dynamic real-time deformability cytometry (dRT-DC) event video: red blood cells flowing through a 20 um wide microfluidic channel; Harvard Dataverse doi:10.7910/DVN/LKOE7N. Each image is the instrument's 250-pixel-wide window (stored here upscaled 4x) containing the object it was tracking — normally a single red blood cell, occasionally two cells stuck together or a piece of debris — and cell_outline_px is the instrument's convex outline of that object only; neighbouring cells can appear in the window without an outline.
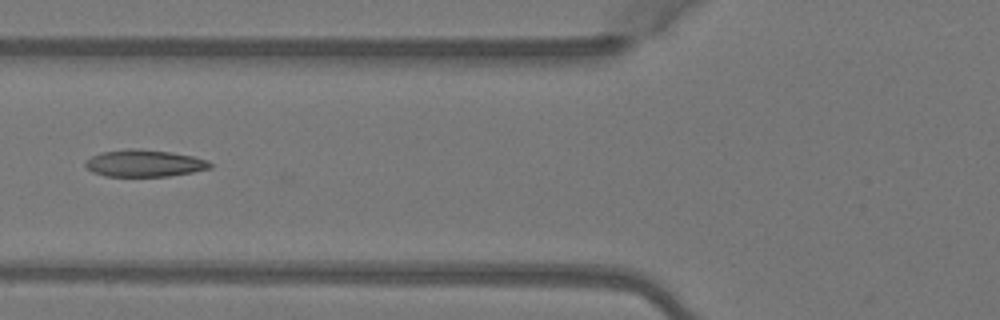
{"species": "Egyptian fruit bat (a non-hibernating species)", "species_latin": "Rousettus aegyptiacus", "temperature_condition": "warm", "stored_images_in_passage": 7, "camera_frame_rate_fps": 3000, "um_per_image_px": 0.085, "animal": {"sex": "female"}, "frame": {"image": 1, "passage_image": 7, "time_ms": 2.0, "image_size_px": [1000, 320], "cell_outline_px": [[212, 168], [192, 172], [168, 176], [104, 176], [92, 172], [84, 164], [84, 160], [100, 152], [128, 148], [136, 148], [172, 152], [192, 156], [208, 160], [212, 164]], "centroid_in_image_um": [12.25, 13.87], "position_along_channel_um": 113.6, "area_um2": 19.77}}